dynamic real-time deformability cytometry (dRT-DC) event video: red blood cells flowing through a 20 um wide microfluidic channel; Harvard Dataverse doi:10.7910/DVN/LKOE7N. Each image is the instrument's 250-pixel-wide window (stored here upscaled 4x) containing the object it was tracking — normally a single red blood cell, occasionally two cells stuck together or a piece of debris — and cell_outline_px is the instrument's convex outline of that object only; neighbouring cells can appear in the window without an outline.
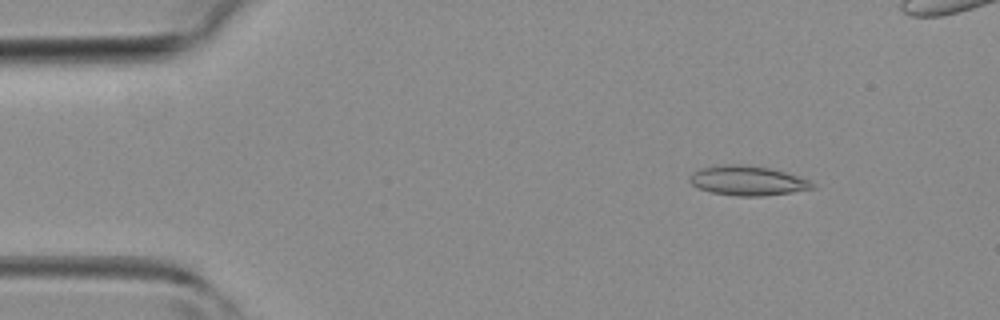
{"species": "common noctule bat (a hibernating species)", "species_latin": "Nyctalus noctula", "temperature_condition": "room temperature", "stored_images_in_passage": 44, "camera_frame_rate_fps": 3000, "um_per_image_px": 0.085, "animal": {"sex": "female", "body_mass_g": 19.3, "forearm_length_mm": 54.1}, "frame": {"image": 1, "passage_image": 6, "time_ms": 1.667, "image_size_px": [1000, 320], "cell_outline_px": [[816, 188], [792, 192], [764, 196], [736, 196], [712, 192], [700, 188], [692, 184], [688, 180], [692, 172], [700, 168], [724, 164], [740, 164], [768, 168], [784, 172], [808, 180]], "centroid_in_image_um": [63.5, 15.36], "position_along_channel_um": 21.5, "area_um2": 20.92}}
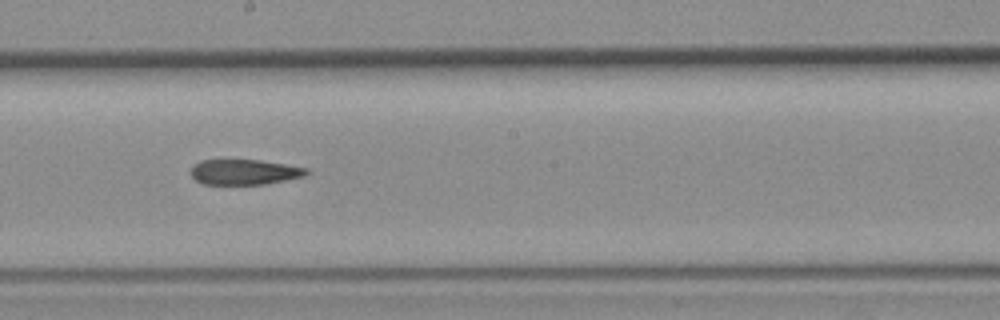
{"frame": {"image": 2, "passage_image": 24, "time_ms": 7.667, "image_size_px": [1000, 320], "cell_outline_px": [[308, 172], [304, 176], [264, 184], [204, 184], [196, 180], [192, 176], [192, 164], [200, 160], [260, 160], [308, 168]], "centroid_in_image_um": [20.75, 14.61], "position_along_channel_um": 227.5, "area_um2": 16.88}}
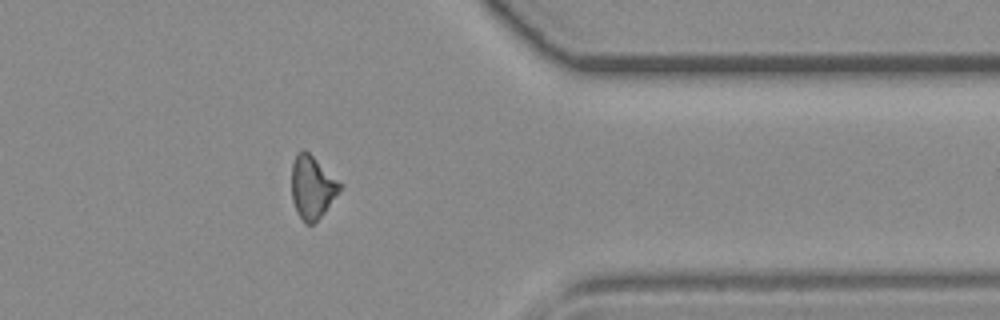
{"frame": {"image": 3, "passage_image": 35, "time_ms": 11.333, "image_size_px": [1000, 320], "cell_outline_px": [[344, 184], [324, 212], [312, 224], [304, 224], [296, 212], [292, 200], [292, 164], [296, 152], [308, 152]], "centroid_in_image_um": [26.53, 15.92], "position_along_channel_um": 384.9, "area_um2": 17.57}}